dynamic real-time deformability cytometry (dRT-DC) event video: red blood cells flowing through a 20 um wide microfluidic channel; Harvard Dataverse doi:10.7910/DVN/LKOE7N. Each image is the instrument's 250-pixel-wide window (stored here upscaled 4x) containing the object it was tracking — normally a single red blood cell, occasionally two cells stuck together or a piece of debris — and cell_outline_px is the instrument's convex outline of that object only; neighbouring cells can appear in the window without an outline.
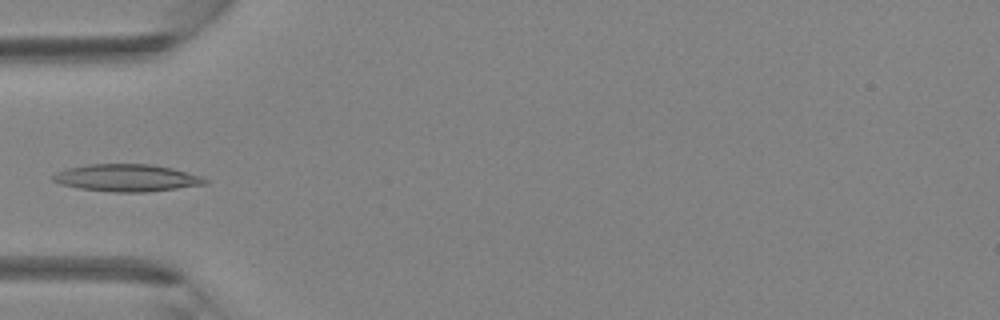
{"species": "Egyptian fruit bat (a non-hibernating species)", "species_latin": "Rousettus aegyptiacus", "temperature_condition": "room temperature", "stored_images_in_passage": 30, "camera_frame_rate_fps": 3000, "um_per_image_px": 0.085, "animal": {"sex": "female"}, "frame": {"image": 1, "passage_image": 1, "time_ms": 0.0, "image_size_px": [1000, 320], "cell_outline_px": [[208, 184], [148, 192], [112, 192], [80, 188], [60, 184], [52, 180], [52, 176], [56, 172], [68, 168], [88, 164], [148, 164], [172, 168], [200, 176], [208, 180]], "centroid_in_image_um": [10.77, 15.12], "position_along_channel_um": 74.2, "area_um2": 24.04}}
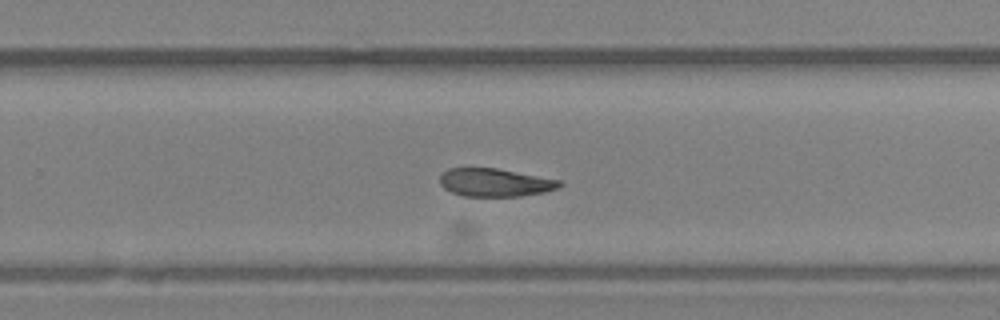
{"frame": {"image": 2, "passage_image": 15, "time_ms": 4.667, "image_size_px": [1000, 320], "cell_outline_px": [[564, 184], [560, 188], [544, 192], [520, 196], [464, 196], [452, 192], [444, 188], [440, 184], [440, 176], [448, 168], [496, 168], [560, 180]], "centroid_in_image_um": [42.09, 15.51], "position_along_channel_um": 287.7, "area_um2": 19.54}}
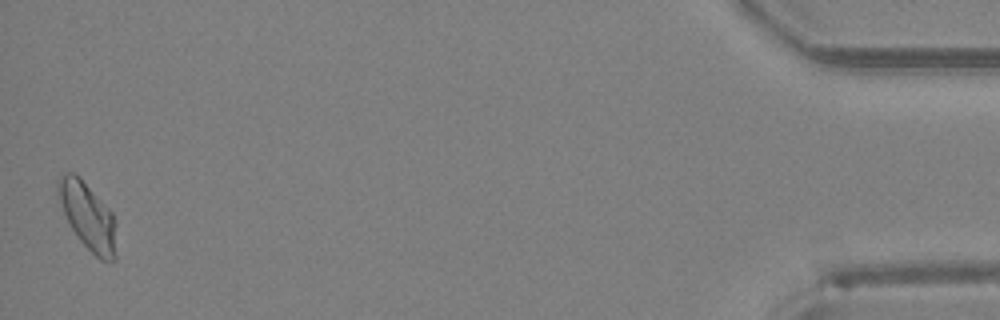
{"frame": {"image": 3, "passage_image": 30, "time_ms": 9.667, "image_size_px": [1000, 320], "cell_outline_px": [[116, 260], [100, 260], [80, 240], [72, 228], [64, 212], [56, 188], [56, 180], [64, 172], [72, 172], [80, 176], [112, 212], [116, 220]], "centroid_in_image_um": [7.48, 18.34], "position_along_channel_um": 427.7, "area_um2": 22.72}}